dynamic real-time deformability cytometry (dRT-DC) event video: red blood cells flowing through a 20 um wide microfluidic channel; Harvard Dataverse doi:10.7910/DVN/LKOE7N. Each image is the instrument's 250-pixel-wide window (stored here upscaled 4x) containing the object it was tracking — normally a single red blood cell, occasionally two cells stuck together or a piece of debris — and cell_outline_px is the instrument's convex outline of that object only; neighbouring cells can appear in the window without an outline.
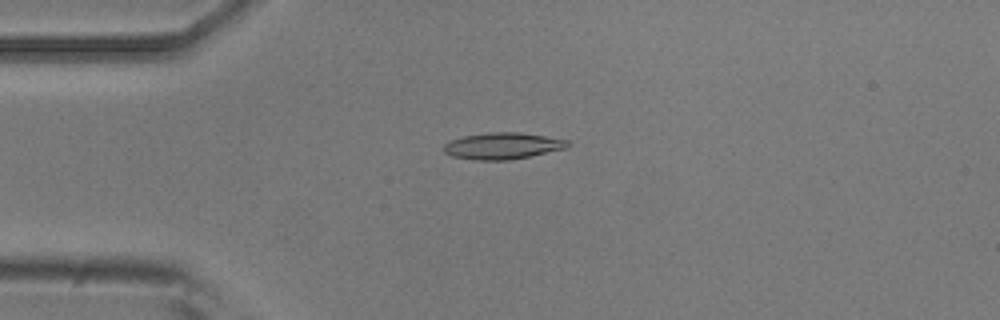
{"species": "common noctule bat (a hibernating species)", "species_latin": "Nyctalus noctula", "temperature_condition": "room temperature", "stored_images_in_passage": 50, "camera_frame_rate_fps": 3000, "um_per_image_px": 0.085, "animal": {"sex": "male", "body_mass_g": 20.5, "forearm_length_mm": 52.5}, "frame": {"image": 1, "passage_image": 11, "time_ms": 3.333, "image_size_px": [1000, 320], "cell_outline_px": [[572, 144], [564, 148], [532, 156], [508, 160], [476, 160], [452, 156], [444, 152], [444, 144], [452, 140], [464, 136], [488, 132], [520, 132], [568, 140]], "centroid_in_image_um": [42.73, 12.4], "position_along_channel_um": 42.3, "area_um2": 19.07}}
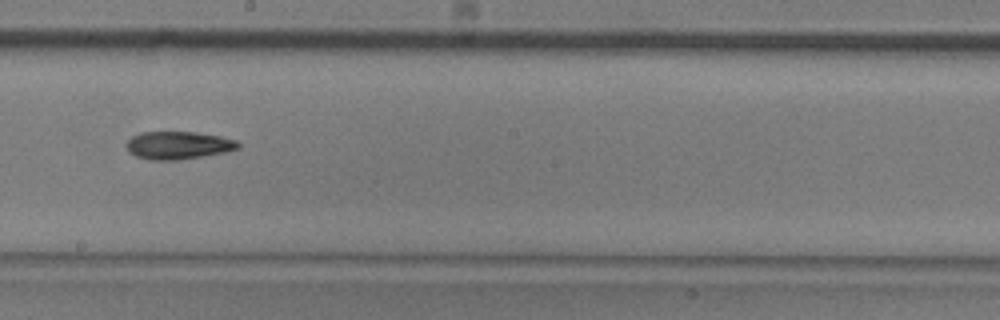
{"frame": {"image": 2, "passage_image": 27, "time_ms": 8.667, "image_size_px": [1000, 320], "cell_outline_px": [[240, 148], [224, 152], [176, 160], [148, 160], [136, 156], [128, 152], [128, 140], [132, 136], [140, 132], [196, 132], [220, 136], [236, 140], [240, 144]], "centroid_in_image_um": [15.14, 12.34], "position_along_channel_um": 233.1, "area_um2": 17.98}}
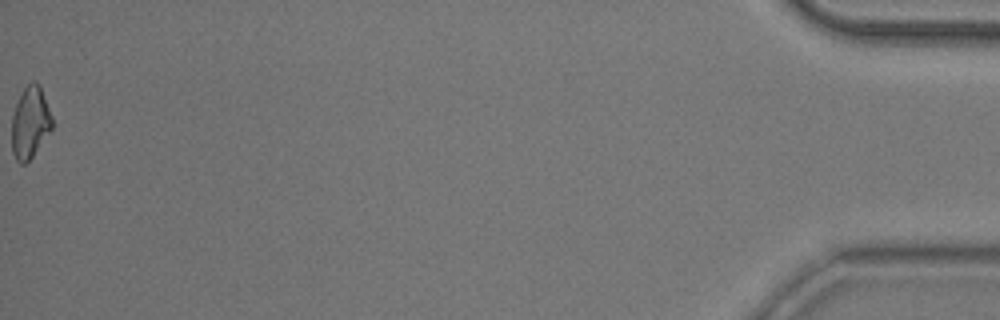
{"frame": {"image": 3, "passage_image": 50, "time_ms": 16.333, "image_size_px": [1000, 320], "cell_outline_px": [[52, 128], [32, 156], [24, 164], [20, 164], [16, 160], [12, 152], [12, 116], [16, 104], [24, 88], [32, 80], [40, 84], [52, 116]], "centroid_in_image_um": [2.56, 10.4], "position_along_channel_um": 432.6, "area_um2": 16.7}, "authors_computed_cell_mechanics": {"area_um2": 18.0047, "velocity_mm_per_s": 3.9495, "shape_relaxation_time_tau1_ms": 5.5512, "shape_relaxation_time_tau2_ms": 8.0129, "deformation_change_tau1": 0.1638, "deformation_change_tau2": 0.1865}}